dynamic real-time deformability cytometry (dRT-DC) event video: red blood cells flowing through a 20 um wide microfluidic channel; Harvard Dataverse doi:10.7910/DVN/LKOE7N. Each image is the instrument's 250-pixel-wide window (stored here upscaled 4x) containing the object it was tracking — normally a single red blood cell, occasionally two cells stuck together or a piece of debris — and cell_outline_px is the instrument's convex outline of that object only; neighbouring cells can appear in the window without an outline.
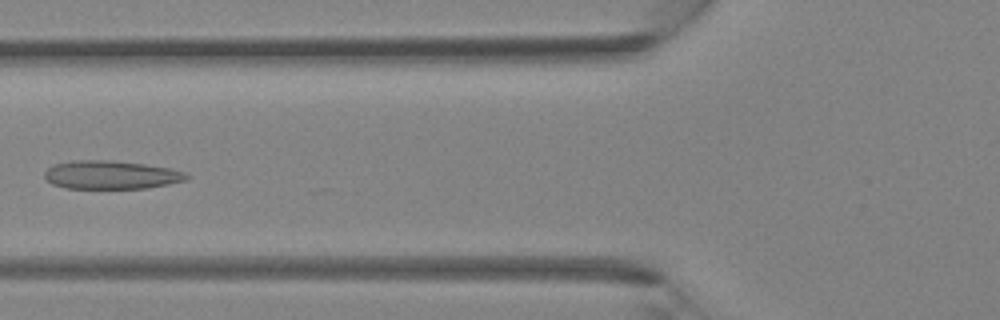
{"species": "Egyptian fruit bat (a non-hibernating species)", "species_latin": "Rousettus aegyptiacus", "temperature_condition": "room temperature", "stored_images_in_passage": 22, "camera_frame_rate_fps": 3000, "um_per_image_px": 0.085, "animal": {"sex": "female"}, "frame": {"image": 1, "passage_image": 12, "time_ms": 3.667, "image_size_px": [1000, 320], "cell_outline_px": [[192, 176], [188, 180], [148, 188], [68, 188], [52, 184], [44, 176], [44, 172], [52, 164], [72, 160], [108, 160], [144, 164], [172, 168], [184, 172]], "centroid_in_image_um": [9.47, 14.86], "position_along_channel_um": 116.3, "area_um2": 23.64}}
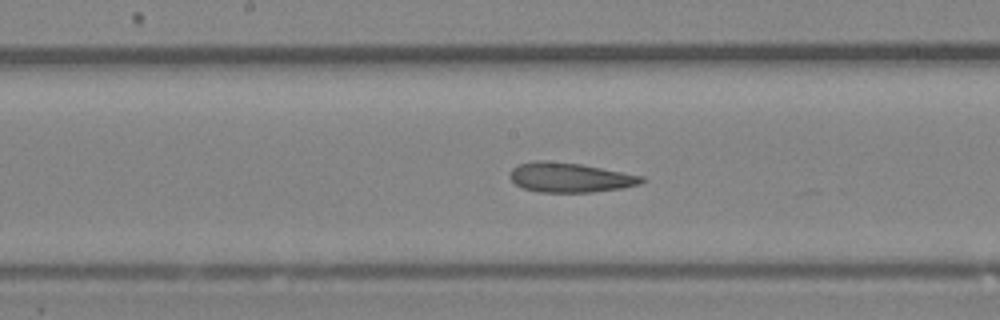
{"frame": {"image": 2, "passage_image": 17, "time_ms": 5.333, "image_size_px": [1000, 320], "cell_outline_px": [[644, 180], [640, 184], [624, 188], [592, 192], [540, 192], [524, 188], [516, 184], [508, 176], [512, 168], [516, 164], [536, 160], [548, 160], [580, 164], [644, 176]], "centroid_in_image_um": [48.42, 15.08], "position_along_channel_um": 199.8, "area_um2": 22.83}}
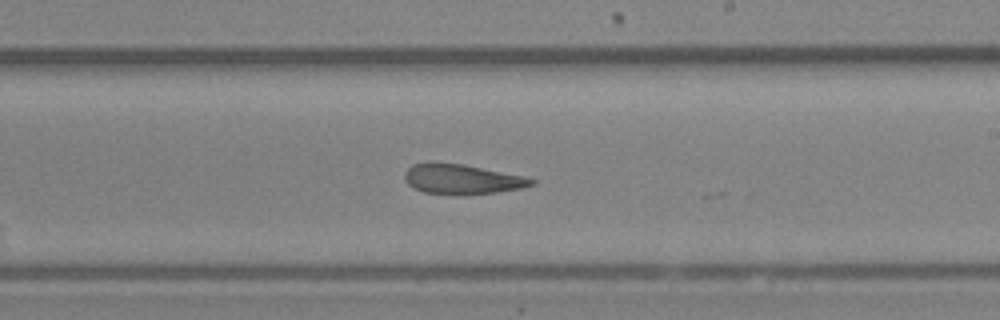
{"frame": {"image": 3, "passage_image": 20, "time_ms": 6.333, "image_size_px": [1000, 320], "cell_outline_px": [[536, 184], [520, 188], [496, 192], [424, 192], [408, 184], [404, 180], [404, 172], [412, 164], [428, 160], [432, 160], [464, 164], [524, 176], [536, 180]], "centroid_in_image_um": [39.22, 15.15], "position_along_channel_um": 249.8, "area_um2": 21.68}}